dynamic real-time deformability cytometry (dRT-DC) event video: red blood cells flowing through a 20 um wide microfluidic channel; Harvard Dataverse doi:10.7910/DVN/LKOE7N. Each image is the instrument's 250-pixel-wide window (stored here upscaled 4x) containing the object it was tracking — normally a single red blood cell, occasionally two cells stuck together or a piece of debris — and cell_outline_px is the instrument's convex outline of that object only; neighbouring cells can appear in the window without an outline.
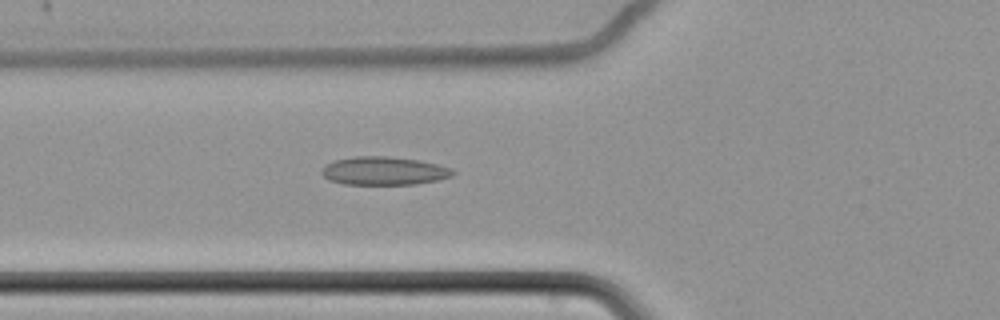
{"species": "common noctule bat (a hibernating species)", "species_latin": "Nyctalus noctula", "temperature_condition": "cold", "stored_images_in_passage": 61, "camera_frame_rate_fps": 3000, "um_per_image_px": 0.085, "animal": {"sex": "female", "body_mass_g": 22.7, "forearm_length_mm": 54.2}, "frame": {"image": 1, "passage_image": 24, "time_ms": 7.667, "image_size_px": [1000, 320], "cell_outline_px": [[456, 172], [452, 176], [436, 180], [416, 184], [344, 184], [328, 180], [320, 172], [324, 164], [332, 160], [352, 156], [388, 156], [416, 160], [436, 164], [452, 168]], "centroid_in_image_um": [32.58, 14.52], "position_along_channel_um": 93.2, "area_um2": 21.73}}
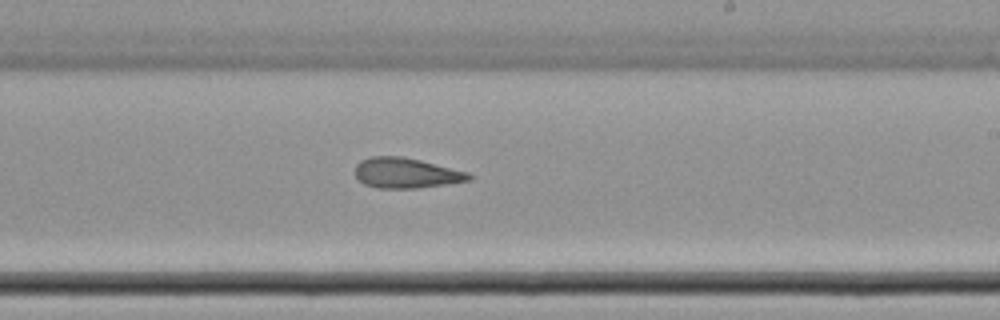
{"frame": {"image": 2, "passage_image": 38, "time_ms": 12.333, "image_size_px": [1000, 320], "cell_outline_px": [[472, 180], [416, 188], [376, 188], [364, 184], [356, 176], [356, 164], [360, 160], [372, 156], [400, 156], [420, 160], [468, 172], [472, 176]], "centroid_in_image_um": [34.5, 14.7], "position_along_channel_um": 254.5, "area_um2": 19.94}}
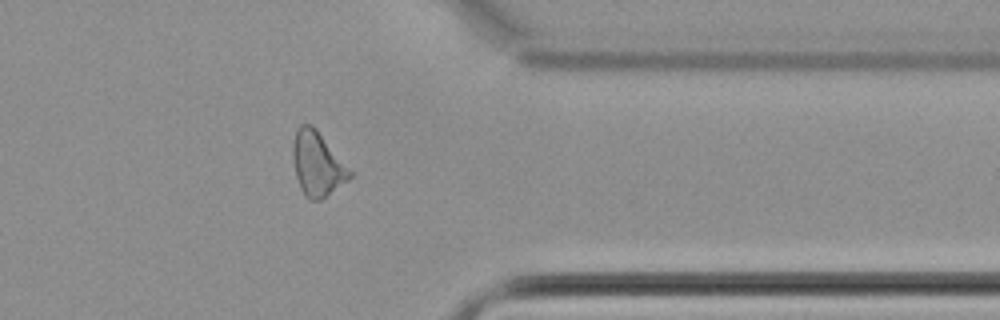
{"frame": {"image": 3, "passage_image": 50, "time_ms": 16.333, "image_size_px": [1000, 320], "cell_outline_px": [[352, 176], [348, 180], [320, 200], [308, 200], [304, 196], [300, 188], [296, 176], [292, 160], [292, 144], [296, 128], [300, 124], [312, 124], [316, 128], [352, 172]], "centroid_in_image_um": [26.93, 13.92], "position_along_channel_um": 384.5, "area_um2": 21.33}, "authors_computed_cell_mechanics": {"area_um2": 21.7328, "velocity_mm_per_s": 3.4511, "shape_relaxation_time_tau1_ms": null, "shape_relaxation_time_tau2_ms": 8.5362, "deformation_change_tau1": null, "deformation_change_tau2": 0.1676}}